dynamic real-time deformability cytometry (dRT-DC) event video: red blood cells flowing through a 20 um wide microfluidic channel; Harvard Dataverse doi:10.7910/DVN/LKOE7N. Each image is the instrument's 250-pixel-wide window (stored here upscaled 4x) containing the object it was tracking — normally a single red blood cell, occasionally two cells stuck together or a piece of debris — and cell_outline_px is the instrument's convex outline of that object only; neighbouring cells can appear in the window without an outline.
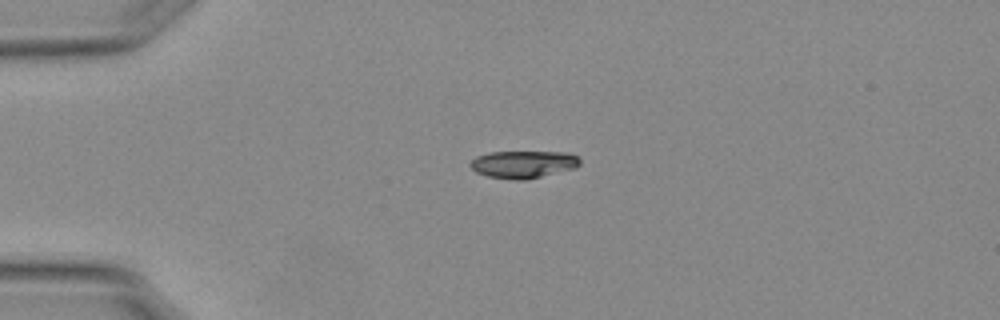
{"species": "Egyptian fruit bat (a non-hibernating species)", "species_latin": "Rousettus aegyptiacus", "temperature_condition": "warm", "stored_images_in_passage": 42, "camera_frame_rate_fps": 3000, "um_per_image_px": 0.085, "animal": {"sex": "female"}, "frame": {"image": 1, "passage_image": 1, "time_ms": 0.0, "image_size_px": [1000, 320], "cell_outline_px": [[580, 164], [572, 168], [524, 180], [512, 180], [488, 176], [476, 172], [468, 164], [476, 156], [488, 152], [564, 152], [576, 156], [580, 160]], "centroid_in_image_um": [44.41, 13.96], "position_along_channel_um": 40.6, "area_um2": 17.22}}
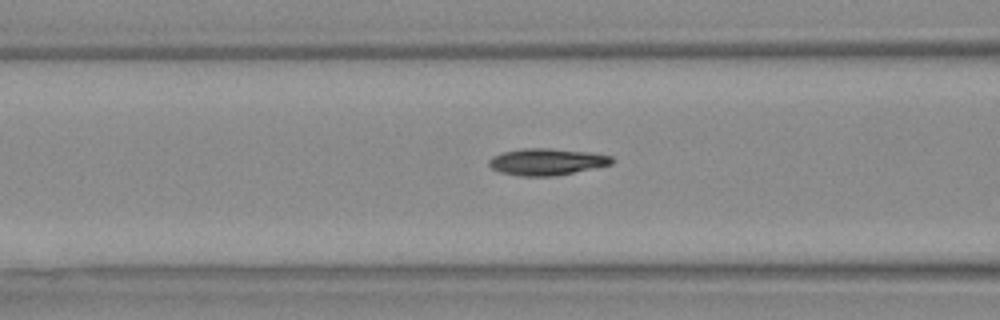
{"frame": {"image": 2, "passage_image": 10, "time_ms": 3.0, "image_size_px": [1000, 320], "cell_outline_px": [[612, 164], [556, 176], [520, 176], [500, 172], [492, 168], [488, 164], [488, 160], [492, 156], [504, 152], [520, 148], [552, 148], [592, 152], [612, 156]], "centroid_in_image_um": [46.46, 13.74], "position_along_channel_um": 120.1, "area_um2": 19.25}}
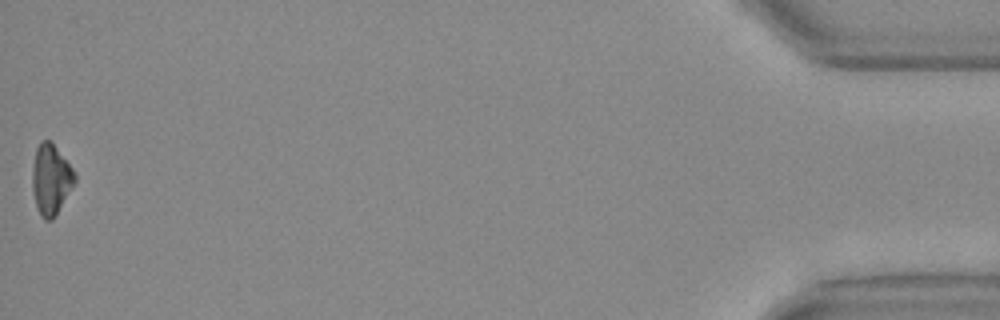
{"frame": {"image": 3, "passage_image": 42, "time_ms": 13.667, "image_size_px": [1000, 320], "cell_outline_px": [[76, 180], [52, 220], [44, 220], [40, 216], [36, 204], [32, 188], [32, 168], [36, 148], [40, 140], [52, 140], [72, 168], [76, 176]], "centroid_in_image_um": [4.31, 15.2], "position_along_channel_um": 430.9, "area_um2": 17.34}, "authors_computed_cell_mechanics": {"area_um2": 18.4671, "velocity_mm_per_s": 3.791, "shape_relaxation_time_tau1_ms": 8.7416, "shape_relaxation_time_tau2_ms": 3.307, "deformation_change_tau1": 0.2375, "deformation_change_tau2": 0.1021}}